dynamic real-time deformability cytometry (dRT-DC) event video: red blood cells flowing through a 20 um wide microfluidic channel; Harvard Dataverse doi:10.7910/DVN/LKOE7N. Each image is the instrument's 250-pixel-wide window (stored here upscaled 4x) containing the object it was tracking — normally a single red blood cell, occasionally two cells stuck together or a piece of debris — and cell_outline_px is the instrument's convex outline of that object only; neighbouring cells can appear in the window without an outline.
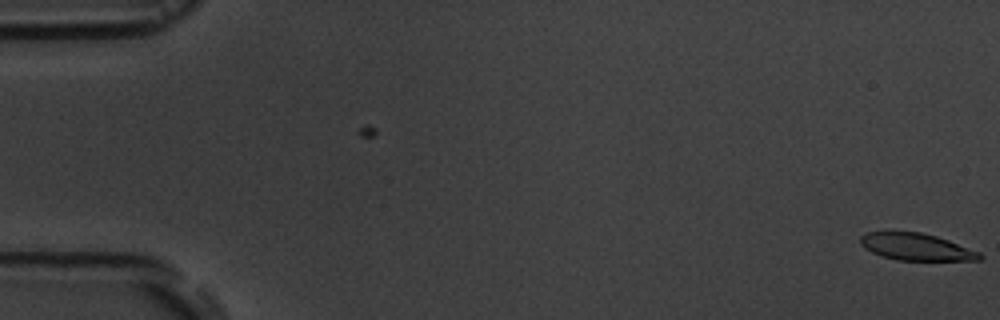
{"species": "common noctule bat (a hibernating species)", "species_latin": "Nyctalus noctula", "temperature_condition": "room temperature", "stored_images_in_passage": 4, "camera_frame_rate_fps": 3000, "um_per_image_px": 0.085, "animal": {"sex": "male", "body_mass_g": 19.5, "forearm_length_mm": 54.6}, "frame": {"image": 1, "passage_image": 4, "time_ms": 3.333, "image_size_px": [1000, 320], "cell_outline_px": [[984, 256], [980, 260], [896, 260], [880, 256], [864, 248], [860, 244], [860, 236], [868, 232], [920, 232], [936, 236], [948, 240], [980, 252]], "centroid_in_image_um": [77.87, 20.99], "position_along_channel_um": 7.1, "area_um2": 18.73}}